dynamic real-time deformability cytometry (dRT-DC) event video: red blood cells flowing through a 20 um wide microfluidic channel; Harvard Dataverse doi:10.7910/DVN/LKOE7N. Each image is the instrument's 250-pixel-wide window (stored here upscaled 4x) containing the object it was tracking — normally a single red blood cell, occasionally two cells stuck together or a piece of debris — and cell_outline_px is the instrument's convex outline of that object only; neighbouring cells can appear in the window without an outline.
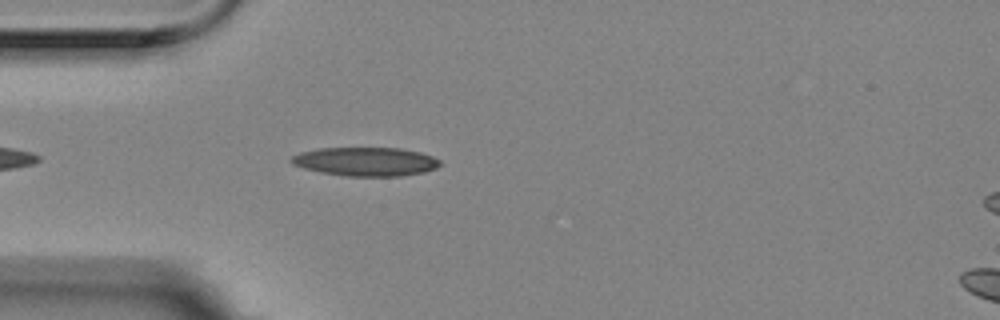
{"species": "Egyptian fruit bat (a non-hibernating species)", "species_latin": "Rousettus aegyptiacus", "temperature_condition": "room temperature", "stored_images_in_passage": 24, "camera_frame_rate_fps": 3000, "um_per_image_px": 0.085, "animal": {"sex": "female"}, "frame": {"image": 1, "passage_image": 5, "time_ms": 1.333, "image_size_px": [1000, 320], "cell_outline_px": [[440, 164], [436, 168], [424, 172], [400, 176], [348, 176], [324, 172], [304, 168], [292, 164], [292, 156], [300, 152], [320, 148], [400, 148], [420, 152], [432, 156], [440, 160]], "centroid_in_image_um": [31.11, 13.73], "position_along_channel_um": 53.9, "area_um2": 24.68}}
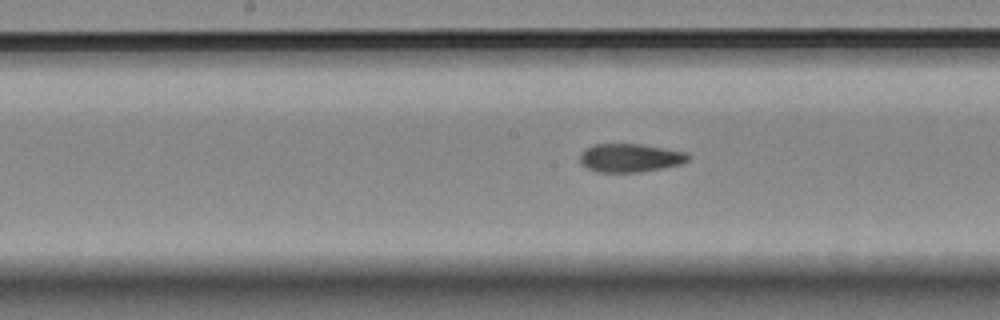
{"frame": {"image": 2, "passage_image": 14, "time_ms": 4.333, "image_size_px": [1000, 320], "cell_outline_px": [[692, 156], [688, 160], [680, 164], [640, 172], [596, 172], [580, 164], [580, 156], [584, 148], [592, 144], [640, 144], [688, 152]], "centroid_in_image_um": [53.55, 13.41], "position_along_channel_um": 194.7, "area_um2": 18.03}}
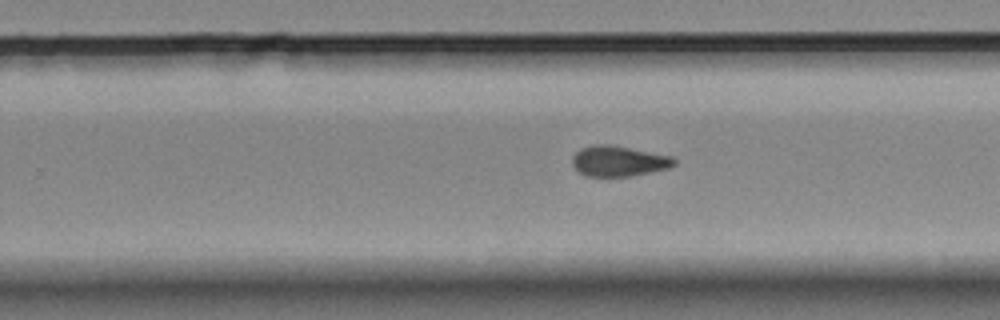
{"frame": {"image": 3, "passage_image": 21, "time_ms": 6.667, "image_size_px": [1000, 320], "cell_outline_px": [[676, 164], [668, 168], [628, 176], [588, 176], [580, 172], [572, 164], [572, 156], [580, 148], [592, 144], [608, 144], [672, 156], [676, 160]], "centroid_in_image_um": [52.56, 13.68], "position_along_channel_um": 277.2, "area_um2": 17.92}}